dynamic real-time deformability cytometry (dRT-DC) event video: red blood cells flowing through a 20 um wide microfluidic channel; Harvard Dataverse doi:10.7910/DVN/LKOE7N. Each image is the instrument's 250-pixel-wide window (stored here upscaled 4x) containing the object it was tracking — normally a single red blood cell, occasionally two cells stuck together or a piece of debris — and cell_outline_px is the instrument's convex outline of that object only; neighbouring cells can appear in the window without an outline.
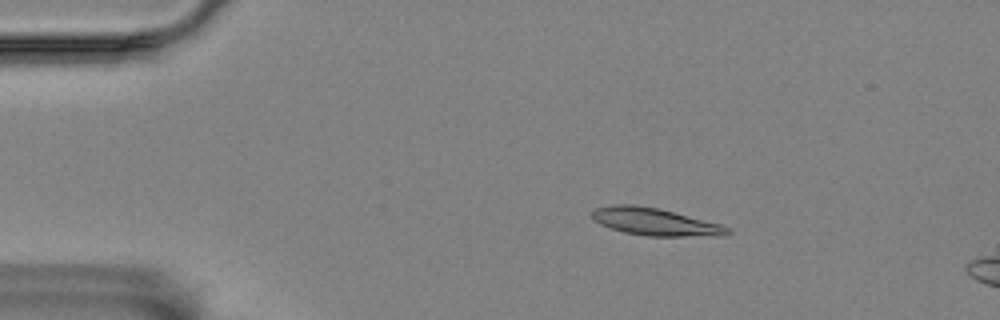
{"species": "Egyptian fruit bat (a non-hibernating species)", "species_latin": "Rousettus aegyptiacus", "temperature_condition": "room temperature", "stored_images_in_passage": 4, "camera_frame_rate_fps": 3000, "um_per_image_px": 0.085, "animal": {"sex": "female"}, "frame": {"image": 1, "passage_image": 2, "time_ms": 0.333, "image_size_px": [1000, 320], "cell_outline_px": [[732, 232], [724, 236], [644, 236], [624, 232], [600, 224], [592, 216], [592, 212], [596, 208], [612, 204], [636, 204], [660, 208], [720, 224], [732, 228]], "centroid_in_image_um": [55.73, 18.85], "position_along_channel_um": 29.3, "area_um2": 21.79}}